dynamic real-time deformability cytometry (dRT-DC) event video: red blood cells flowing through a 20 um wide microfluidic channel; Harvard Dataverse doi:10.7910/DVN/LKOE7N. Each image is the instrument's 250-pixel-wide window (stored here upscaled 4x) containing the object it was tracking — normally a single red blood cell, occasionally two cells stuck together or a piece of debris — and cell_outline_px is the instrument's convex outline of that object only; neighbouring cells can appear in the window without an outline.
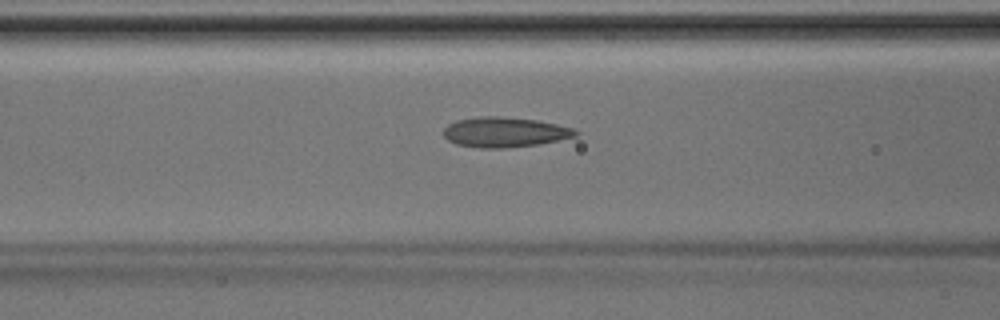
{"species": "Egyptian fruit bat (a non-hibernating species)", "species_latin": "Rousettus aegyptiacus", "temperature_condition": "room temperature", "stored_images_in_passage": 45, "camera_frame_rate_fps": 3000, "um_per_image_px": 0.085, "animal": {"sex": "male"}, "frame": {"image": 1, "passage_image": 18, "time_ms": 5.667, "image_size_px": [1000, 320], "cell_outline_px": [[580, 132], [576, 136], [540, 144], [504, 148], [480, 148], [456, 144], [448, 140], [444, 136], [444, 128], [448, 124], [456, 120], [476, 116], [500, 116], [536, 120], [576, 128]], "centroid_in_image_um": [42.91, 11.23], "position_along_channel_um": 123.7, "area_um2": 23.29}}
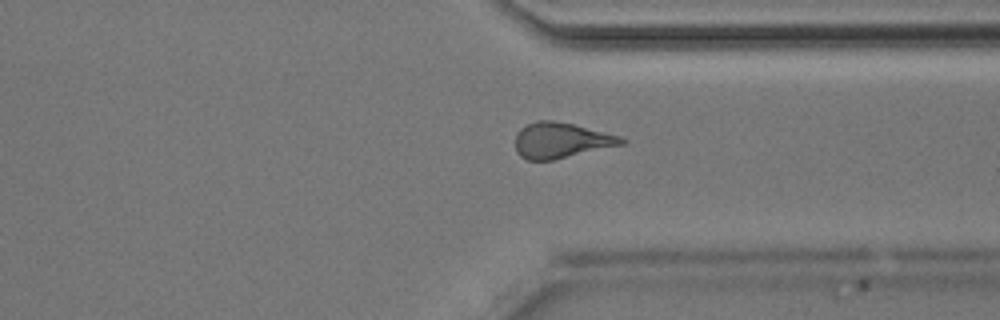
{"frame": {"image": 2, "passage_image": 34, "time_ms": 11.0, "image_size_px": [1000, 320], "cell_outline_px": [[628, 144], [552, 160], [528, 160], [520, 156], [516, 152], [516, 132], [520, 128], [536, 120], [552, 120], [572, 124], [620, 136], [628, 140]], "centroid_in_image_um": [47.72, 11.94], "position_along_channel_um": 363.7, "area_um2": 22.14}}
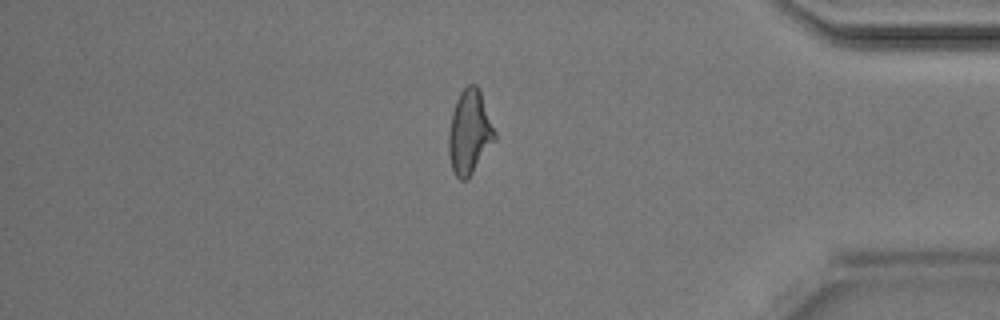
{"frame": {"image": 3, "passage_image": 38, "time_ms": 12.333, "image_size_px": [1000, 320], "cell_outline_px": [[496, 140], [472, 172], [464, 180], [460, 180], [456, 176], [452, 168], [448, 152], [448, 132], [452, 112], [456, 100], [460, 92], [468, 84], [476, 84], [480, 88], [496, 132]], "centroid_in_image_um": [39.91, 11.19], "position_along_channel_um": 395.3, "area_um2": 22.66}}